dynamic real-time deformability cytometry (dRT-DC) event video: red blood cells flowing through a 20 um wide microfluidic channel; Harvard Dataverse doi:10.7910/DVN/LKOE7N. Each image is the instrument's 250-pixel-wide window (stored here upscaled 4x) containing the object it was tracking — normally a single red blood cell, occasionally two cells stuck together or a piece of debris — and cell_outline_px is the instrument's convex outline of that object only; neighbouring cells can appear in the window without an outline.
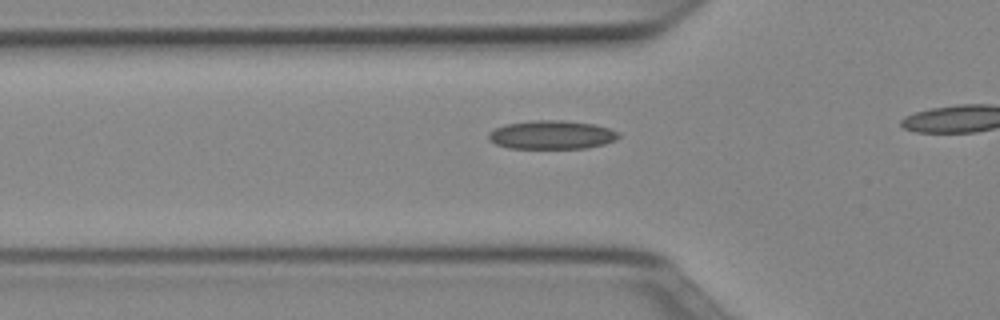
{"species": "Egyptian fruit bat (a non-hibernating species)", "species_latin": "Rousettus aegyptiacus", "temperature_condition": "cold", "stored_images_in_passage": 17, "camera_frame_rate_fps": 3000, "um_per_image_px": 0.085, "animal": {"sex": "female"}, "frame": {"image": 1, "passage_image": 12, "time_ms": 3.667, "image_size_px": [1000, 320], "cell_outline_px": [[620, 136], [616, 140], [604, 144], [584, 148], [508, 148], [496, 144], [488, 140], [488, 132], [504, 124], [532, 120], [560, 120], [592, 124], [608, 128], [620, 132]], "centroid_in_image_um": [46.87, 11.46], "position_along_channel_um": 78.9, "area_um2": 21.73}}
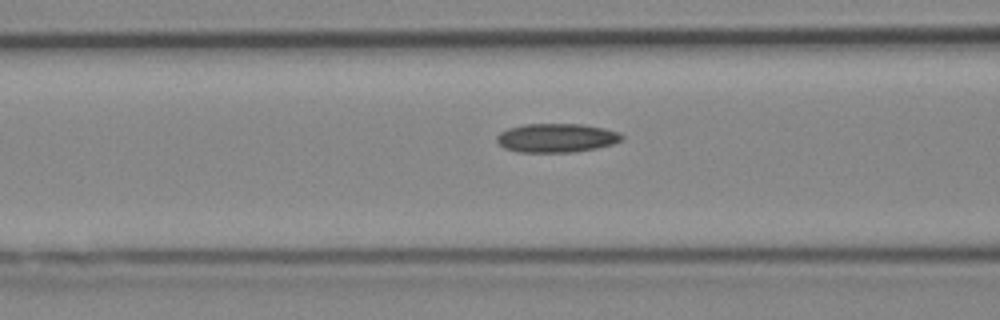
{"frame": {"image": 2, "passage_image": 15, "time_ms": 4.667, "image_size_px": [1000, 320], "cell_outline_px": [[624, 140], [612, 144], [596, 148], [572, 152], [516, 152], [504, 148], [496, 140], [496, 136], [500, 132], [508, 128], [524, 124], [580, 124], [604, 128], [620, 132], [624, 136]], "centroid_in_image_um": [47.31, 11.72], "position_along_channel_um": 119.3, "area_um2": 21.15}}